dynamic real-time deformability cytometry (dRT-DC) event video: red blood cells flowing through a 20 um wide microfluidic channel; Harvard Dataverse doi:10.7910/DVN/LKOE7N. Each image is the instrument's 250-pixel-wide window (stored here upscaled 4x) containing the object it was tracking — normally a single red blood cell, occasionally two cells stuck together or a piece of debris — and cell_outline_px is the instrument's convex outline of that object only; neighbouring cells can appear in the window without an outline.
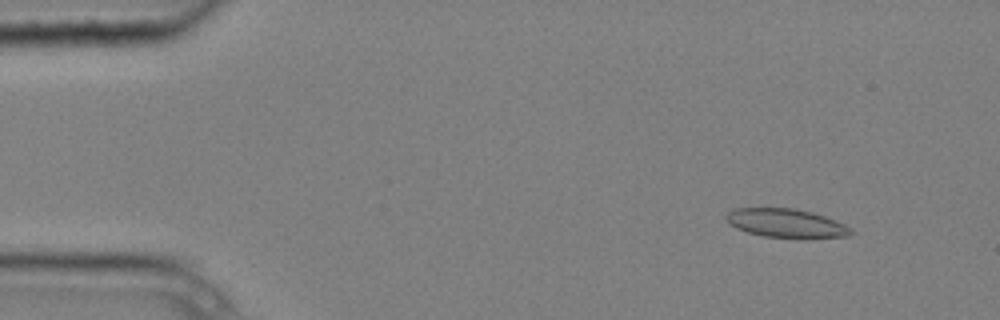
{"species": "common noctule bat (a hibernating species)", "species_latin": "Nyctalus noctula", "temperature_condition": "cold", "stored_images_in_passage": 8, "camera_frame_rate_fps": 3000, "um_per_image_px": 0.085, "animal": {"sex": "male", "body_mass_g": 20.4}, "frame": {"image": 1, "passage_image": 1, "time_ms": 0.0, "image_size_px": [1000, 320], "cell_outline_px": [[852, 232], [848, 236], [808, 240], [800, 240], [764, 236], [748, 232], [736, 228], [724, 216], [732, 208], [796, 208], [812, 212], [824, 216], [844, 224], [852, 228]], "centroid_in_image_um": [66.87, 19.0], "position_along_channel_um": 18.1, "area_um2": 21.44}}
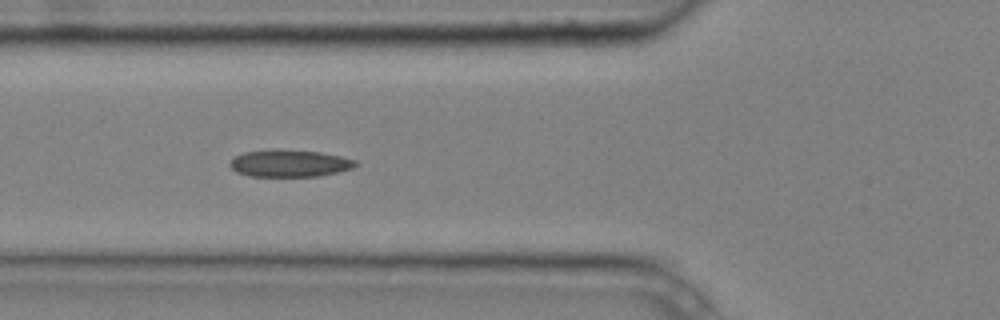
{"frame": {"image": 2, "passage_image": 5, "time_ms": 1.333, "image_size_px": [1000, 320], "cell_outline_px": [[360, 164], [352, 168], [336, 172], [316, 176], [248, 176], [236, 172], [228, 164], [236, 156], [244, 152], [272, 148], [280, 148], [320, 152], [340, 156], [356, 160]], "centroid_in_image_um": [24.6, 13.86], "position_along_channel_um": 101.2, "area_um2": 20.06}}
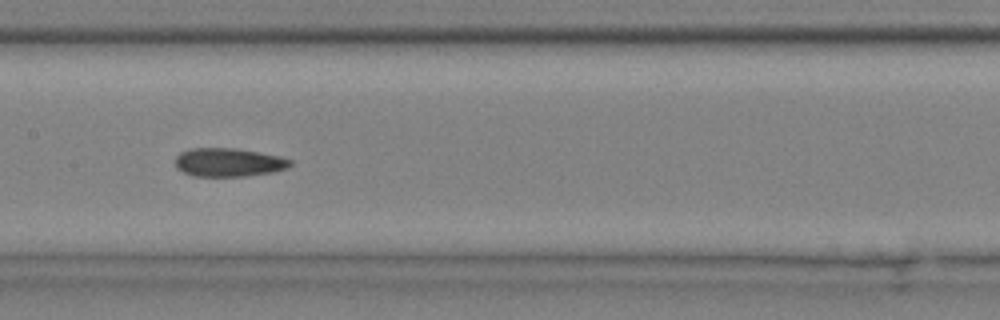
{"frame": {"image": 3, "passage_image": 7, "time_ms": 2.0, "image_size_px": [1000, 320], "cell_outline_px": [[292, 164], [288, 168], [272, 172], [244, 176], [192, 176], [176, 168], [176, 156], [180, 152], [192, 148], [236, 148], [260, 152], [280, 156], [292, 160]], "centroid_in_image_um": [19.44, 13.79], "position_along_channel_um": 188.0, "area_um2": 19.19}}